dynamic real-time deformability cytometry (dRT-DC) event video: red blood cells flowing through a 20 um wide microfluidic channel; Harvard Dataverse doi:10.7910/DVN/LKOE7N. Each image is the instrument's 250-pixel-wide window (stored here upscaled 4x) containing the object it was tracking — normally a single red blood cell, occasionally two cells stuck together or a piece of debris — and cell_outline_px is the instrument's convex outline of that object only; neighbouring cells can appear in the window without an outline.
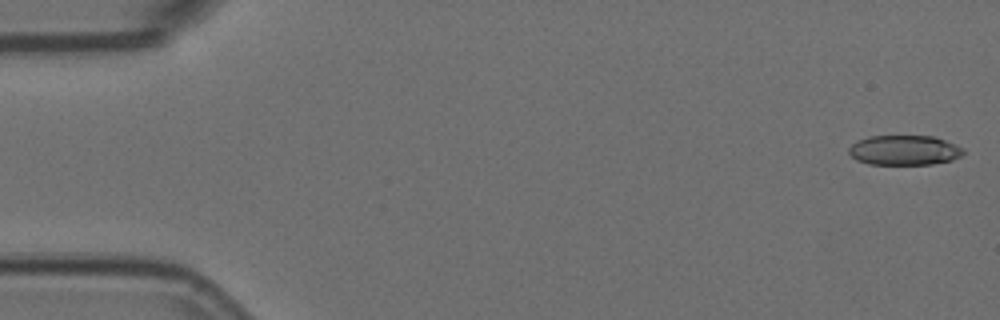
{"species": "Egyptian fruit bat (a non-hibernating species)", "species_latin": "Rousettus aegyptiacus", "temperature_condition": "room temperature", "stored_images_in_passage": 56, "camera_frame_rate_fps": 3000, "um_per_image_px": 0.085, "animal": {"sex": "female"}, "frame": {"image": 1, "passage_image": 1, "time_ms": 0.0, "image_size_px": [1000, 320], "cell_outline_px": [[964, 156], [952, 160], [932, 164], [868, 164], [856, 160], [848, 152], [848, 148], [856, 140], [868, 136], [936, 136], [964, 148]], "centroid_in_image_um": [76.88, 12.76], "position_along_channel_um": 8.1, "area_um2": 20.17}}
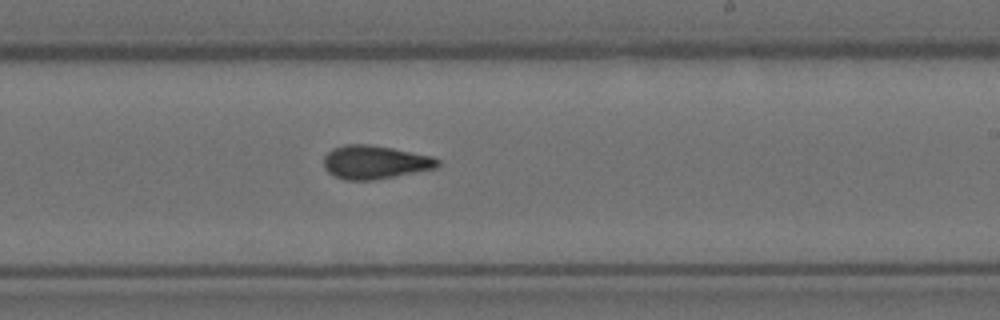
{"frame": {"image": 2, "passage_image": 33, "time_ms": 10.667, "image_size_px": [1000, 320], "cell_outline_px": [[440, 164], [436, 168], [372, 180], [344, 180], [328, 172], [324, 168], [324, 156], [332, 148], [344, 144], [368, 144], [392, 148], [432, 156], [440, 160]], "centroid_in_image_um": [31.84, 13.78], "position_along_channel_um": 257.2, "area_um2": 22.14}}
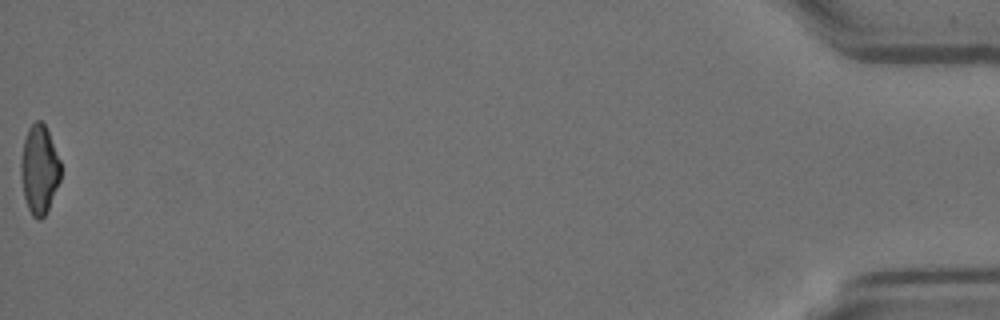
{"frame": {"image": 3, "passage_image": 56, "time_ms": 18.333, "image_size_px": [1000, 320], "cell_outline_px": [[60, 180], [48, 208], [44, 216], [40, 220], [36, 220], [32, 216], [28, 208], [24, 196], [20, 172], [20, 164], [24, 140], [28, 128], [36, 120], [40, 120], [44, 124], [48, 132], [60, 160]], "centroid_in_image_um": [3.33, 14.42], "position_along_channel_um": 431.9, "area_um2": 20.4}, "authors_computed_cell_mechanics": {"area_um2": 21.4438, "velocity_mm_per_s": 3.6221, "shape_relaxation_time_tau1_ms": 9.7079, "shape_relaxation_time_tau2_ms": 2.6609, "deformation_change_tau1": 0.2272, "deformation_change_tau2": 0.1075}}